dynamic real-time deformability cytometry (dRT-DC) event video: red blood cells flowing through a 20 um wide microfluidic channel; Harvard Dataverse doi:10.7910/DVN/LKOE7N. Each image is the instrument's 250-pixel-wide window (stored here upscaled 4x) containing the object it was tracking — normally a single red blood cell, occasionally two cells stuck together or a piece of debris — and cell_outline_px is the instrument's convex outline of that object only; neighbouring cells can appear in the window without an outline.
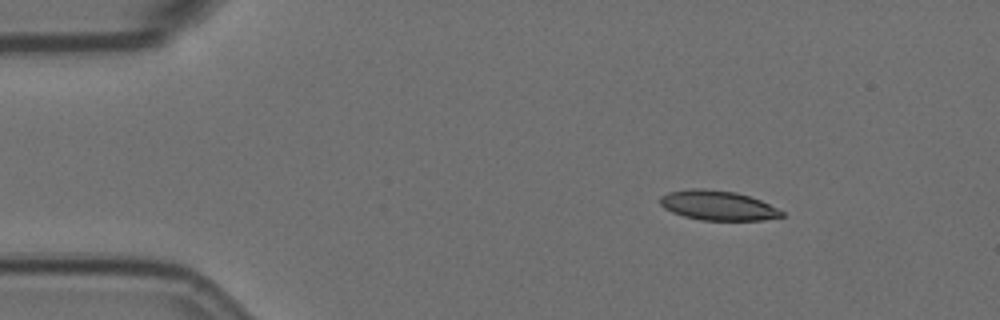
{"species": "Egyptian fruit bat (a non-hibernating species)", "species_latin": "Rousettus aegyptiacus", "temperature_condition": "room temperature", "stored_images_in_passage": 6, "camera_frame_rate_fps": 3000, "um_per_image_px": 0.085, "animal": {"sex": "female"}, "frame": {"image": 1, "passage_image": 2, "time_ms": 1.333, "image_size_px": [1000, 320], "cell_outline_px": [[784, 216], [764, 220], [700, 220], [684, 216], [672, 212], [664, 208], [660, 204], [660, 196], [668, 192], [688, 188], [704, 188], [736, 192], [760, 200], [784, 212]], "centroid_in_image_um": [60.98, 17.45], "position_along_channel_um": 24.0, "area_um2": 21.04}}
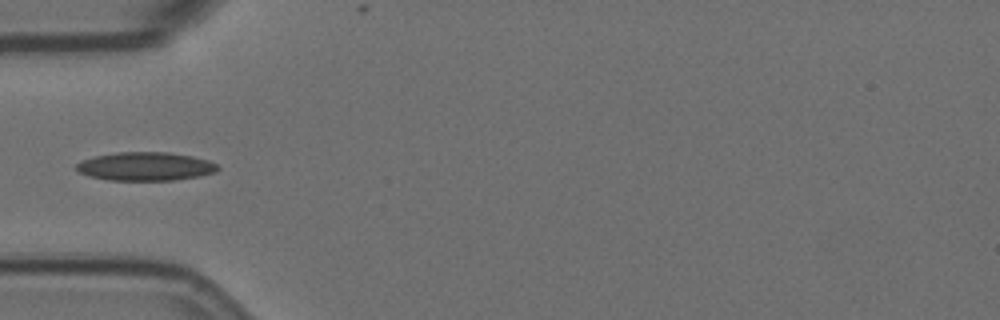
{"frame": {"image": 2, "passage_image": 5, "time_ms": 4.667, "image_size_px": [1000, 320], "cell_outline_px": [[220, 168], [216, 172], [200, 176], [172, 180], [108, 180], [88, 176], [80, 172], [76, 168], [76, 164], [84, 160], [96, 156], [116, 152], [168, 152], [192, 156], [208, 160], [216, 164]], "centroid_in_image_um": [12.39, 14.14], "position_along_channel_um": 72.6, "area_um2": 23.41}}